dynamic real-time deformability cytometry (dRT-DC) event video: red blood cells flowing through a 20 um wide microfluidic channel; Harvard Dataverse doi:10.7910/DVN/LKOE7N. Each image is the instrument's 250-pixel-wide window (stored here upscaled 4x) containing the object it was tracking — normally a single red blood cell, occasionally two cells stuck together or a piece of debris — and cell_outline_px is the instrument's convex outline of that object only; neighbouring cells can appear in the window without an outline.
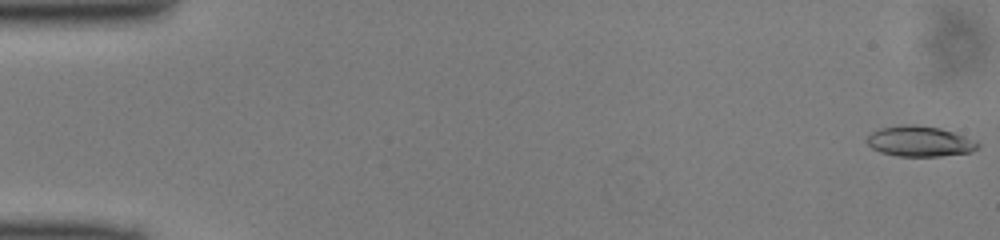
{"species": "common noctule bat (a hibernating species)", "species_latin": "Nyctalus noctula", "temperature_condition": "cold", "stored_images_in_passage": 49, "camera_frame_rate_fps": 3000, "um_per_image_px": 0.085, "animal": {"sex": "male", "body_mass_g": 13.0, "forearm_length_mm": 53.1}, "frame": {"image": 1, "passage_image": 1, "time_ms": 0.0, "image_size_px": [1000, 240], "cell_outline_px": [[980, 148], [972, 152], [940, 156], [896, 156], [880, 152], [872, 148], [868, 144], [868, 136], [872, 132], [880, 128], [904, 124], [916, 124], [940, 128], [976, 140], [980, 144]], "centroid_in_image_um": [78.21, 12.01], "position_along_channel_um": 6.8, "area_um2": 19.77}}
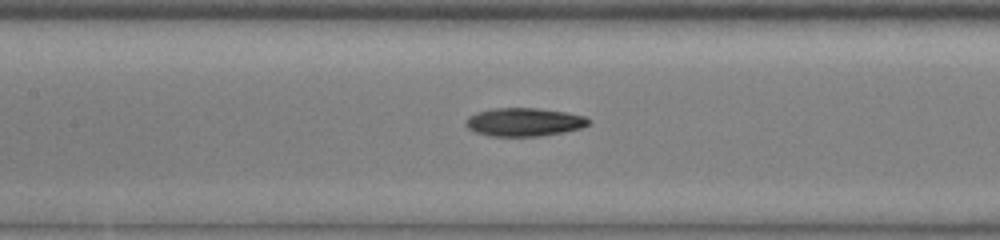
{"frame": {"image": 2, "passage_image": 23, "time_ms": 7.333, "image_size_px": [1000, 240], "cell_outline_px": [[592, 124], [580, 128], [564, 132], [540, 136], [492, 136], [476, 132], [468, 128], [464, 124], [464, 120], [468, 116], [476, 112], [496, 108], [536, 108], [564, 112], [584, 116], [592, 120]], "centroid_in_image_um": [44.55, 10.37], "position_along_channel_um": 162.9, "area_um2": 20.35}}
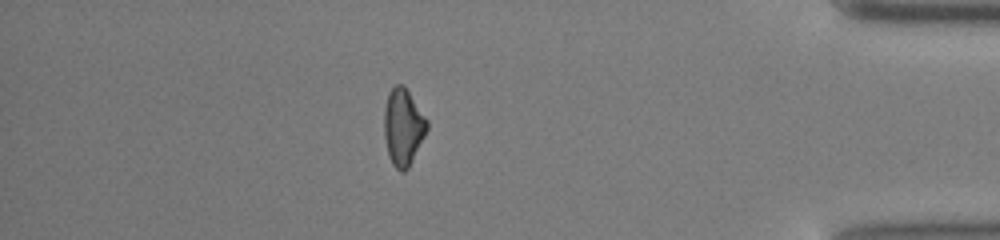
{"frame": {"image": 3, "passage_image": 43, "time_ms": 14.0, "image_size_px": [1000, 240], "cell_outline_px": [[428, 128], [408, 168], [404, 172], [400, 172], [392, 164], [388, 156], [384, 136], [384, 108], [388, 92], [396, 84], [404, 84], [428, 120]], "centroid_in_image_um": [34.25, 10.78], "position_along_channel_um": 400.9, "area_um2": 19.31}}